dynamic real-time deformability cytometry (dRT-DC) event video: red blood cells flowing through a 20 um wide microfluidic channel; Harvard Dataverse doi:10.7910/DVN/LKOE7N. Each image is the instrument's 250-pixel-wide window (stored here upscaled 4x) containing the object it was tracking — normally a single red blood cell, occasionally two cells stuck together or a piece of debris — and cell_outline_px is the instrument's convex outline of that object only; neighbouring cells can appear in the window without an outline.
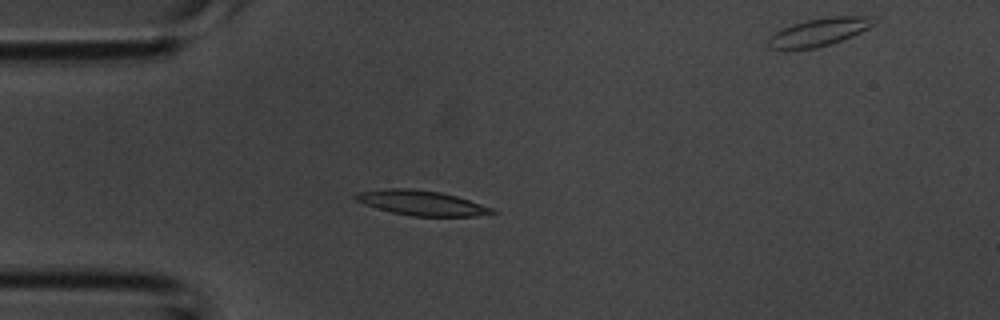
{"species": "common noctule bat (a hibernating species)", "species_latin": "Nyctalus noctula", "temperature_condition": "room temperature", "stored_images_in_passage": 33, "segment_of_instrument_passage": [1, 2], "camera_frame_rate_fps": 3000, "um_per_image_px": 0.085, "animal": {"sex": "male", "body_mass_g": 20.1, "forearm_length_mm": 53.5}, "frame": {"image": 1, "passage_image": 1, "time_ms": 0.0, "image_size_px": [1000, 320], "cell_outline_px": [[496, 212], [476, 216], [412, 216], [392, 212], [376, 208], [364, 204], [356, 200], [352, 196], [356, 192], [384, 188], [408, 188], [440, 192], [456, 196], [492, 208]], "centroid_in_image_um": [35.75, 17.24], "position_along_channel_um": 49.3, "area_um2": 19.65}}
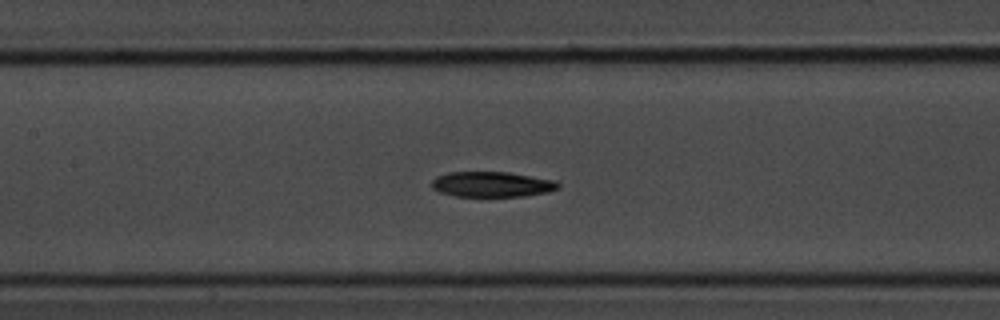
{"frame": {"image": 2, "passage_image": 9, "time_ms": 2.667, "image_size_px": [1000, 320], "cell_outline_px": [[560, 188], [548, 192], [524, 196], [456, 196], [440, 192], [432, 188], [432, 180], [436, 176], [448, 172], [508, 172], [556, 180], [560, 184]], "centroid_in_image_um": [41.84, 15.66], "position_along_channel_um": 165.6, "area_um2": 18.73}}
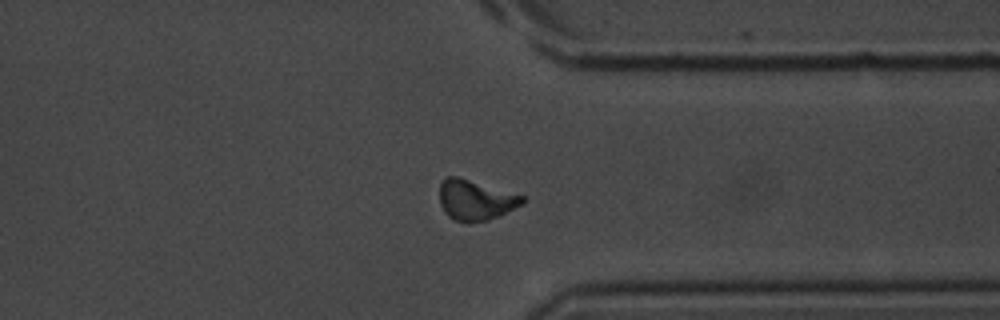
{"frame": {"image": 3, "passage_image": 22, "time_ms": 7.0, "image_size_px": [1000, 320], "cell_outline_px": [[524, 204], [488, 220], [468, 224], [456, 220], [448, 216], [444, 212], [440, 204], [440, 184], [448, 176], [456, 176], [524, 196]], "centroid_in_image_um": [40.4, 17.03], "position_along_channel_um": 371.0, "area_um2": 19.31}}